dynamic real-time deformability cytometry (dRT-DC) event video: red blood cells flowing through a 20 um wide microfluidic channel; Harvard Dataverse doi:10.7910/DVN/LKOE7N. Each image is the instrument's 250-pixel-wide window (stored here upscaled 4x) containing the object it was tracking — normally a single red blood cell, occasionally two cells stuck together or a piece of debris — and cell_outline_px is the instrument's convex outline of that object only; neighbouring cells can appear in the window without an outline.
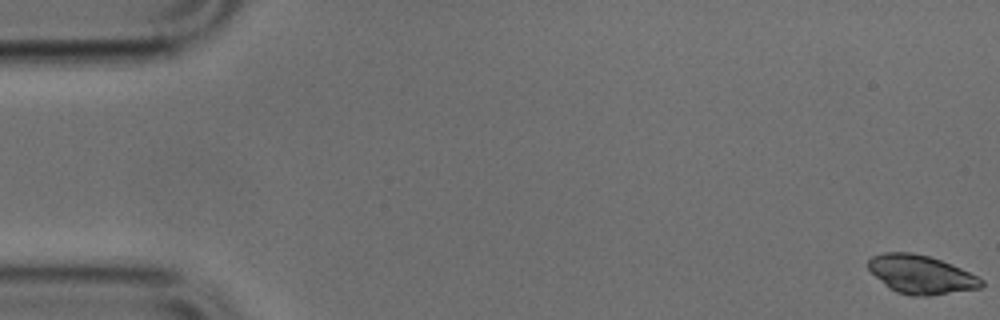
{"species": "common noctule bat (a hibernating species)", "species_latin": "Nyctalus noctula", "temperature_condition": "cold", "stored_images_in_passage": 15, "camera_frame_rate_fps": 3000, "um_per_image_px": 0.085, "animal": {"sex": "male", "body_mass_g": 17.9, "forearm_length_mm": 54.2}, "frame": {"image": 1, "passage_image": 1, "time_ms": 0.0, "image_size_px": [1000, 320], "cell_outline_px": [[984, 284], [980, 288], [928, 296], [912, 296], [896, 292], [884, 284], [868, 268], [868, 260], [872, 256], [884, 252], [912, 252], [928, 256], [940, 260], [960, 268], [984, 280]], "centroid_in_image_um": [78.27, 23.33], "position_along_channel_um": 6.7, "area_um2": 25.2}}
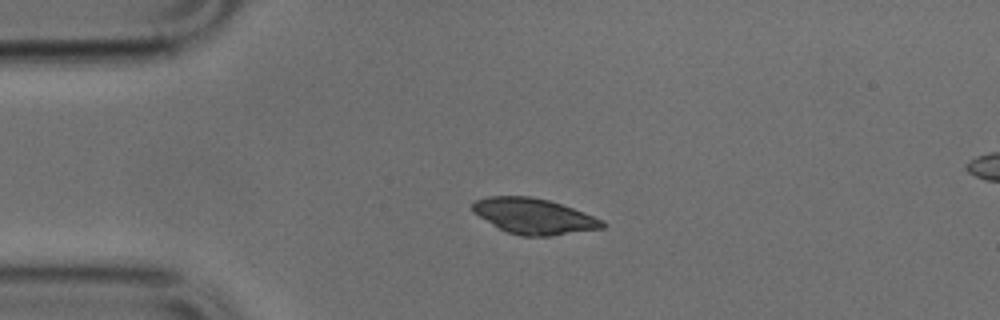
{"frame": {"image": 2, "passage_image": 12, "time_ms": 3.667, "image_size_px": [1000, 320], "cell_outline_px": [[608, 224], [604, 228], [552, 236], [524, 236], [508, 232], [500, 228], [472, 212], [472, 204], [476, 200], [488, 196], [532, 196], [548, 200], [584, 212], [604, 220]], "centroid_in_image_um": [45.42, 18.37], "position_along_channel_um": 39.6, "area_um2": 26.88}}